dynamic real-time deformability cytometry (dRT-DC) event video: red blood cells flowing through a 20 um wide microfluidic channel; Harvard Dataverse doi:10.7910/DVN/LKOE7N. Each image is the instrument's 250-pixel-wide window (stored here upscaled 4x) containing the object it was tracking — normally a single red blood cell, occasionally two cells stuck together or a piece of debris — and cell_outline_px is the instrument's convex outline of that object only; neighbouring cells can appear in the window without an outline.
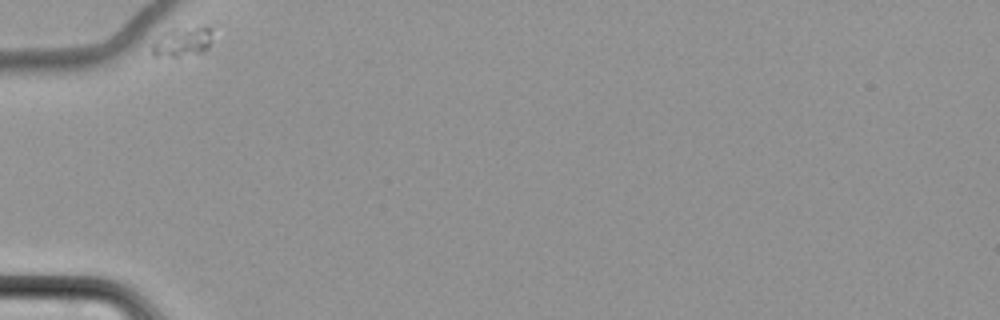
{"species": "common noctule bat (a hibernating species)", "species_latin": "Nyctalus noctula", "temperature_condition": "cold", "stored_images_in_passage": 8, "camera_frame_rate_fps": 3000, "um_per_image_px": 0.085, "animal": {"sex": "female", "body_mass_g": 22.7, "forearm_length_mm": 54.2}, "frame": {"image": 1, "passage_image": 1, "time_ms": 0.0, "image_size_px": [1000, 320], "cell_outline_px": [[212, 28], [208, 48], [204, 52], [180, 56], [152, 56], [152, 44], [164, 32], [176, 28], [200, 24], [204, 24]], "centroid_in_image_um": [15.54, 3.51], "position_along_channel_um": 69.5, "area_um2": 10.64}}
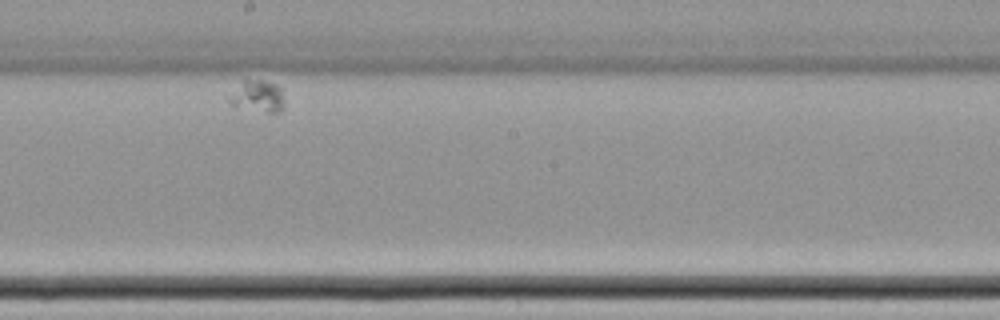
{"frame": {"image": 2, "passage_image": 7, "time_ms": 7.333, "image_size_px": [1000, 320], "cell_outline_px": [[284, 108], [280, 112], [268, 112], [232, 104], [228, 100], [244, 76], [276, 84], [284, 88]], "centroid_in_image_um": [21.99, 8.11], "position_along_channel_um": 226.2, "area_um2": 10.29}}